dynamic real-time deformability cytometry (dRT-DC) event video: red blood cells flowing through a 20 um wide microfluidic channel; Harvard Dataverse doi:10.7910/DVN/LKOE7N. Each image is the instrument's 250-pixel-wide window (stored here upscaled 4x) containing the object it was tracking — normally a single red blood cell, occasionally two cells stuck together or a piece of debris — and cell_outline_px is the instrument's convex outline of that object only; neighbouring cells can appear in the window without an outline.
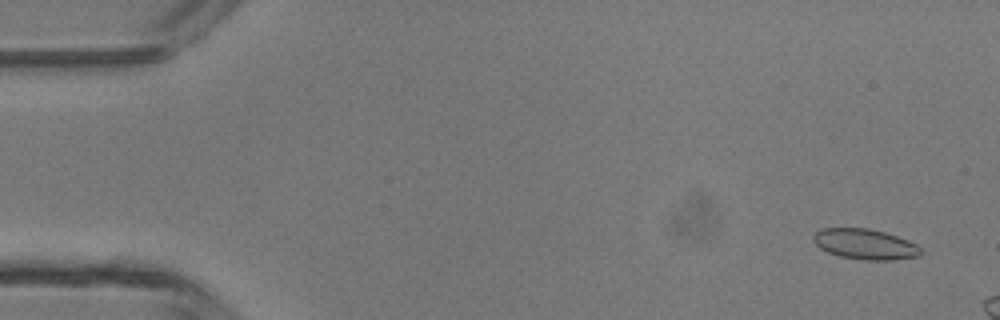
{"species": "common noctule bat (a hibernating species)", "species_latin": "Nyctalus noctula", "temperature_condition": "room temperature", "stored_images_in_passage": 9, "camera_frame_rate_fps": 3000, "um_per_image_px": 0.085, "animal": {"sex": "male", "body_mass_g": 13.3}, "frame": {"image": 1, "passage_image": 3, "time_ms": 0.667, "image_size_px": [1000, 320], "cell_outline_px": [[920, 252], [916, 256], [892, 260], [864, 260], [840, 256], [828, 252], [820, 248], [812, 240], [812, 236], [820, 228], [868, 228], [884, 232], [908, 240], [916, 244], [920, 248]], "centroid_in_image_um": [73.48, 20.74], "position_along_channel_um": 11.5, "area_um2": 18.9}}